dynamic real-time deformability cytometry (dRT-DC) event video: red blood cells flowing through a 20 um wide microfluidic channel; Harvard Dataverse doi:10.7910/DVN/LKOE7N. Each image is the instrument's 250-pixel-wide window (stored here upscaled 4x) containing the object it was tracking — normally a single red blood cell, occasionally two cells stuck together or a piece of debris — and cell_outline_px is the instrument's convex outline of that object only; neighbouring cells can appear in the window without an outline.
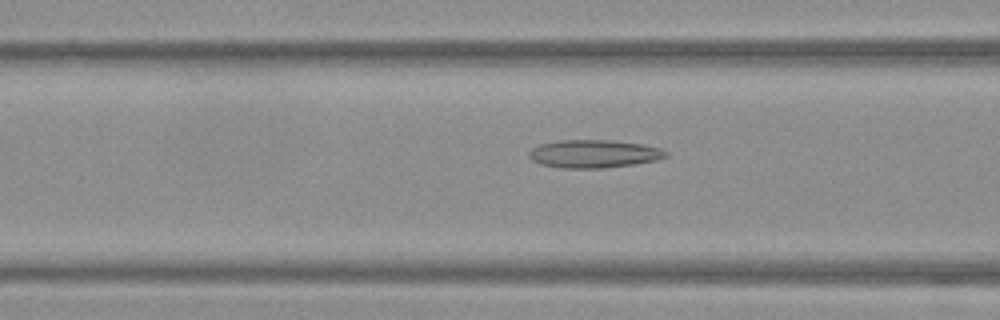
{"species": "Egyptian fruit bat (a non-hibernating species)", "species_latin": "Rousettus aegyptiacus", "temperature_condition": "warm", "stored_images_in_passage": 53, "camera_frame_rate_fps": 3000, "um_per_image_px": 0.085, "frame": {"image": 1, "passage_image": 21, "time_ms": 6.667, "image_size_px": [1000, 320], "cell_outline_px": [[668, 156], [656, 160], [632, 164], [604, 168], [560, 168], [540, 164], [532, 160], [528, 156], [528, 152], [532, 148], [540, 144], [560, 140], [608, 140], [640, 144], [660, 148], [668, 152]], "centroid_in_image_um": [50.44, 13.08], "position_along_channel_um": 116.2, "area_um2": 22.25}}
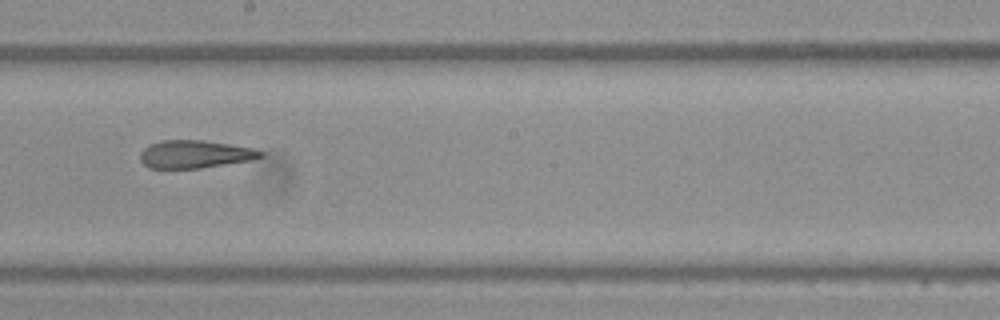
{"frame": {"image": 2, "passage_image": 30, "time_ms": 9.667, "image_size_px": [1000, 320], "cell_outline_px": [[264, 156], [252, 160], [200, 168], [148, 168], [140, 160], [140, 152], [144, 148], [160, 140], [204, 140], [252, 148], [264, 152]], "centroid_in_image_um": [16.57, 13.11], "position_along_channel_um": 231.6, "area_um2": 19.48}}
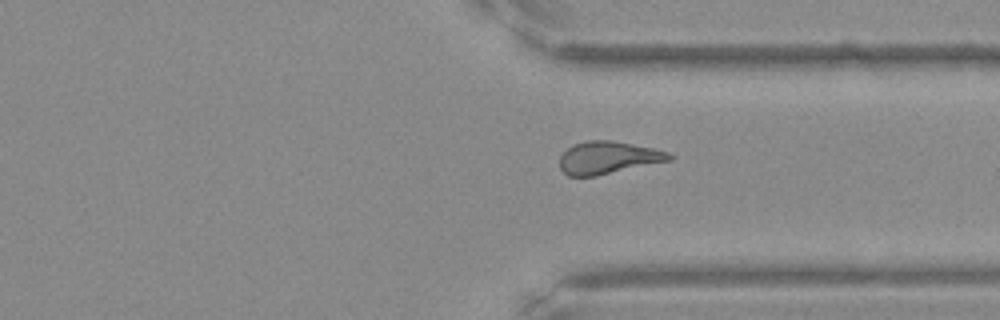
{"frame": {"image": 3, "passage_image": 40, "time_ms": 13.0, "image_size_px": [1000, 320], "cell_outline_px": [[672, 160], [596, 176], [568, 176], [560, 168], [560, 156], [572, 144], [588, 140], [608, 140], [632, 144], [652, 148], [668, 152], [672, 156]], "centroid_in_image_um": [51.67, 13.4], "position_along_channel_um": 359.7, "area_um2": 20.63}, "authors_computed_cell_mechanics": {"area_um2": 21.7906, "velocity_mm_per_s": 3.8416, "shape_relaxation_time_tau1_ms": null, "shape_relaxation_time_tau2_ms": 2.8031, "deformation_change_tau1": null, "deformation_change_tau2": 0.1244}}